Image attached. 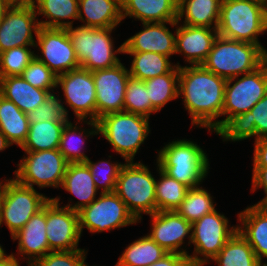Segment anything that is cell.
<instances>
[{
    "label": "cell",
    "mask_w": 267,
    "mask_h": 266,
    "mask_svg": "<svg viewBox=\"0 0 267 266\" xmlns=\"http://www.w3.org/2000/svg\"><path fill=\"white\" fill-rule=\"evenodd\" d=\"M226 81L202 65L179 67V98L191 117V126L220 136Z\"/></svg>",
    "instance_id": "cell-1"
},
{
    "label": "cell",
    "mask_w": 267,
    "mask_h": 266,
    "mask_svg": "<svg viewBox=\"0 0 267 266\" xmlns=\"http://www.w3.org/2000/svg\"><path fill=\"white\" fill-rule=\"evenodd\" d=\"M156 151L158 154L155 157L159 167L189 188L200 186L208 177V154L197 142L175 138Z\"/></svg>",
    "instance_id": "cell-2"
},
{
    "label": "cell",
    "mask_w": 267,
    "mask_h": 266,
    "mask_svg": "<svg viewBox=\"0 0 267 266\" xmlns=\"http://www.w3.org/2000/svg\"><path fill=\"white\" fill-rule=\"evenodd\" d=\"M267 61L263 45L226 39L218 35L202 66L226 80L248 74Z\"/></svg>",
    "instance_id": "cell-3"
},
{
    "label": "cell",
    "mask_w": 267,
    "mask_h": 266,
    "mask_svg": "<svg viewBox=\"0 0 267 266\" xmlns=\"http://www.w3.org/2000/svg\"><path fill=\"white\" fill-rule=\"evenodd\" d=\"M218 35L231 40L262 45L267 33L266 4L260 0H222Z\"/></svg>",
    "instance_id": "cell-4"
},
{
    "label": "cell",
    "mask_w": 267,
    "mask_h": 266,
    "mask_svg": "<svg viewBox=\"0 0 267 266\" xmlns=\"http://www.w3.org/2000/svg\"><path fill=\"white\" fill-rule=\"evenodd\" d=\"M149 119L126 111L109 113L98 119V135L103 136L125 162H131L151 133Z\"/></svg>",
    "instance_id": "cell-5"
},
{
    "label": "cell",
    "mask_w": 267,
    "mask_h": 266,
    "mask_svg": "<svg viewBox=\"0 0 267 266\" xmlns=\"http://www.w3.org/2000/svg\"><path fill=\"white\" fill-rule=\"evenodd\" d=\"M114 28H93L77 25L66 28L80 67L91 72L108 69L121 62L123 43L115 48Z\"/></svg>",
    "instance_id": "cell-6"
},
{
    "label": "cell",
    "mask_w": 267,
    "mask_h": 266,
    "mask_svg": "<svg viewBox=\"0 0 267 266\" xmlns=\"http://www.w3.org/2000/svg\"><path fill=\"white\" fill-rule=\"evenodd\" d=\"M141 161L125 162L114 190L139 223L143 214L149 216L157 212L156 178L149 166Z\"/></svg>",
    "instance_id": "cell-7"
},
{
    "label": "cell",
    "mask_w": 267,
    "mask_h": 266,
    "mask_svg": "<svg viewBox=\"0 0 267 266\" xmlns=\"http://www.w3.org/2000/svg\"><path fill=\"white\" fill-rule=\"evenodd\" d=\"M267 94V61L255 71L230 78L225 84L220 138Z\"/></svg>",
    "instance_id": "cell-8"
},
{
    "label": "cell",
    "mask_w": 267,
    "mask_h": 266,
    "mask_svg": "<svg viewBox=\"0 0 267 266\" xmlns=\"http://www.w3.org/2000/svg\"><path fill=\"white\" fill-rule=\"evenodd\" d=\"M34 189L20 184L15 178L1 180L0 229L6 225L11 237L51 199Z\"/></svg>",
    "instance_id": "cell-9"
},
{
    "label": "cell",
    "mask_w": 267,
    "mask_h": 266,
    "mask_svg": "<svg viewBox=\"0 0 267 266\" xmlns=\"http://www.w3.org/2000/svg\"><path fill=\"white\" fill-rule=\"evenodd\" d=\"M238 225H231L217 208L192 223L190 245L193 252L188 254L190 266H205L221 251L225 243L236 233Z\"/></svg>",
    "instance_id": "cell-10"
},
{
    "label": "cell",
    "mask_w": 267,
    "mask_h": 266,
    "mask_svg": "<svg viewBox=\"0 0 267 266\" xmlns=\"http://www.w3.org/2000/svg\"><path fill=\"white\" fill-rule=\"evenodd\" d=\"M24 156L16 164L14 178L22 185L45 189H59L68 162L58 149L24 151Z\"/></svg>",
    "instance_id": "cell-11"
},
{
    "label": "cell",
    "mask_w": 267,
    "mask_h": 266,
    "mask_svg": "<svg viewBox=\"0 0 267 266\" xmlns=\"http://www.w3.org/2000/svg\"><path fill=\"white\" fill-rule=\"evenodd\" d=\"M78 217L81 235L84 228L95 234L139 223L115 192L100 193L78 212Z\"/></svg>",
    "instance_id": "cell-12"
},
{
    "label": "cell",
    "mask_w": 267,
    "mask_h": 266,
    "mask_svg": "<svg viewBox=\"0 0 267 266\" xmlns=\"http://www.w3.org/2000/svg\"><path fill=\"white\" fill-rule=\"evenodd\" d=\"M56 88H61L63 92L64 100L62 95L60 99L68 118L69 107L75 119L96 121V91L91 71L80 67L60 74L57 76Z\"/></svg>",
    "instance_id": "cell-13"
},
{
    "label": "cell",
    "mask_w": 267,
    "mask_h": 266,
    "mask_svg": "<svg viewBox=\"0 0 267 266\" xmlns=\"http://www.w3.org/2000/svg\"><path fill=\"white\" fill-rule=\"evenodd\" d=\"M35 57L57 76L80 68L75 49L66 28L40 26L35 43Z\"/></svg>",
    "instance_id": "cell-14"
},
{
    "label": "cell",
    "mask_w": 267,
    "mask_h": 266,
    "mask_svg": "<svg viewBox=\"0 0 267 266\" xmlns=\"http://www.w3.org/2000/svg\"><path fill=\"white\" fill-rule=\"evenodd\" d=\"M61 197H51L46 203V235L51 251H71L78 247L81 232L78 212L63 207Z\"/></svg>",
    "instance_id": "cell-15"
},
{
    "label": "cell",
    "mask_w": 267,
    "mask_h": 266,
    "mask_svg": "<svg viewBox=\"0 0 267 266\" xmlns=\"http://www.w3.org/2000/svg\"><path fill=\"white\" fill-rule=\"evenodd\" d=\"M96 91V122L102 116L124 111V97L130 74L126 65L118 63L108 69L92 72Z\"/></svg>",
    "instance_id": "cell-16"
},
{
    "label": "cell",
    "mask_w": 267,
    "mask_h": 266,
    "mask_svg": "<svg viewBox=\"0 0 267 266\" xmlns=\"http://www.w3.org/2000/svg\"><path fill=\"white\" fill-rule=\"evenodd\" d=\"M38 19L34 6H11L0 21V53L15 47L35 46L40 28Z\"/></svg>",
    "instance_id": "cell-17"
},
{
    "label": "cell",
    "mask_w": 267,
    "mask_h": 266,
    "mask_svg": "<svg viewBox=\"0 0 267 266\" xmlns=\"http://www.w3.org/2000/svg\"><path fill=\"white\" fill-rule=\"evenodd\" d=\"M149 216L151 228L147 235L167 252L188 256L186 247L191 243L192 223L176 211H157Z\"/></svg>",
    "instance_id": "cell-18"
},
{
    "label": "cell",
    "mask_w": 267,
    "mask_h": 266,
    "mask_svg": "<svg viewBox=\"0 0 267 266\" xmlns=\"http://www.w3.org/2000/svg\"><path fill=\"white\" fill-rule=\"evenodd\" d=\"M142 25V30L123 42V52H153L171 58L175 54L176 22ZM167 25L175 29L174 33Z\"/></svg>",
    "instance_id": "cell-19"
},
{
    "label": "cell",
    "mask_w": 267,
    "mask_h": 266,
    "mask_svg": "<svg viewBox=\"0 0 267 266\" xmlns=\"http://www.w3.org/2000/svg\"><path fill=\"white\" fill-rule=\"evenodd\" d=\"M217 37V28L187 26L176 21L175 55L181 54L187 66L202 65Z\"/></svg>",
    "instance_id": "cell-20"
},
{
    "label": "cell",
    "mask_w": 267,
    "mask_h": 266,
    "mask_svg": "<svg viewBox=\"0 0 267 266\" xmlns=\"http://www.w3.org/2000/svg\"><path fill=\"white\" fill-rule=\"evenodd\" d=\"M11 239L13 242L18 241L17 254H11L22 262L26 261L27 266L51 252L46 235V204Z\"/></svg>",
    "instance_id": "cell-21"
},
{
    "label": "cell",
    "mask_w": 267,
    "mask_h": 266,
    "mask_svg": "<svg viewBox=\"0 0 267 266\" xmlns=\"http://www.w3.org/2000/svg\"><path fill=\"white\" fill-rule=\"evenodd\" d=\"M60 188L77 198V202L72 204L73 199L71 197L68 204L63 205V207L75 212H79L82 208L88 206L97 198L98 193L100 194L85 162L68 163Z\"/></svg>",
    "instance_id": "cell-22"
},
{
    "label": "cell",
    "mask_w": 267,
    "mask_h": 266,
    "mask_svg": "<svg viewBox=\"0 0 267 266\" xmlns=\"http://www.w3.org/2000/svg\"><path fill=\"white\" fill-rule=\"evenodd\" d=\"M237 223L238 231L263 263L267 259V209L249 205L237 213Z\"/></svg>",
    "instance_id": "cell-23"
},
{
    "label": "cell",
    "mask_w": 267,
    "mask_h": 266,
    "mask_svg": "<svg viewBox=\"0 0 267 266\" xmlns=\"http://www.w3.org/2000/svg\"><path fill=\"white\" fill-rule=\"evenodd\" d=\"M123 20L133 18L141 23L176 22L178 0H122Z\"/></svg>",
    "instance_id": "cell-24"
},
{
    "label": "cell",
    "mask_w": 267,
    "mask_h": 266,
    "mask_svg": "<svg viewBox=\"0 0 267 266\" xmlns=\"http://www.w3.org/2000/svg\"><path fill=\"white\" fill-rule=\"evenodd\" d=\"M83 124L89 125V128L82 127ZM97 135L98 124L96 121L76 120L73 123L69 120L62 130L58 150L68 163L85 162L89 157L85 154L84 150L87 148L84 145L87 140Z\"/></svg>",
    "instance_id": "cell-25"
},
{
    "label": "cell",
    "mask_w": 267,
    "mask_h": 266,
    "mask_svg": "<svg viewBox=\"0 0 267 266\" xmlns=\"http://www.w3.org/2000/svg\"><path fill=\"white\" fill-rule=\"evenodd\" d=\"M81 26L93 28H114L123 21L122 0H79Z\"/></svg>",
    "instance_id": "cell-26"
},
{
    "label": "cell",
    "mask_w": 267,
    "mask_h": 266,
    "mask_svg": "<svg viewBox=\"0 0 267 266\" xmlns=\"http://www.w3.org/2000/svg\"><path fill=\"white\" fill-rule=\"evenodd\" d=\"M253 137L254 140L267 137V94L241 116L221 139L235 143Z\"/></svg>",
    "instance_id": "cell-27"
},
{
    "label": "cell",
    "mask_w": 267,
    "mask_h": 266,
    "mask_svg": "<svg viewBox=\"0 0 267 266\" xmlns=\"http://www.w3.org/2000/svg\"><path fill=\"white\" fill-rule=\"evenodd\" d=\"M0 94L14 102L22 112L29 113L39 107L51 93L33 87L18 75L0 78Z\"/></svg>",
    "instance_id": "cell-28"
},
{
    "label": "cell",
    "mask_w": 267,
    "mask_h": 266,
    "mask_svg": "<svg viewBox=\"0 0 267 266\" xmlns=\"http://www.w3.org/2000/svg\"><path fill=\"white\" fill-rule=\"evenodd\" d=\"M221 3L222 0H178L177 22L187 26L217 28Z\"/></svg>",
    "instance_id": "cell-29"
},
{
    "label": "cell",
    "mask_w": 267,
    "mask_h": 266,
    "mask_svg": "<svg viewBox=\"0 0 267 266\" xmlns=\"http://www.w3.org/2000/svg\"><path fill=\"white\" fill-rule=\"evenodd\" d=\"M79 0H36L34 8L36 15L43 16L38 19L39 25L49 28H68L78 21Z\"/></svg>",
    "instance_id": "cell-30"
},
{
    "label": "cell",
    "mask_w": 267,
    "mask_h": 266,
    "mask_svg": "<svg viewBox=\"0 0 267 266\" xmlns=\"http://www.w3.org/2000/svg\"><path fill=\"white\" fill-rule=\"evenodd\" d=\"M30 122L27 113L0 94V131L19 148L26 140Z\"/></svg>",
    "instance_id": "cell-31"
},
{
    "label": "cell",
    "mask_w": 267,
    "mask_h": 266,
    "mask_svg": "<svg viewBox=\"0 0 267 266\" xmlns=\"http://www.w3.org/2000/svg\"><path fill=\"white\" fill-rule=\"evenodd\" d=\"M123 54L133 58L130 68L128 67L130 77L142 81L169 73L175 66L181 67L179 62L174 64L170 57L158 53L123 52Z\"/></svg>",
    "instance_id": "cell-32"
},
{
    "label": "cell",
    "mask_w": 267,
    "mask_h": 266,
    "mask_svg": "<svg viewBox=\"0 0 267 266\" xmlns=\"http://www.w3.org/2000/svg\"><path fill=\"white\" fill-rule=\"evenodd\" d=\"M168 253L145 234L125 247L115 266H149Z\"/></svg>",
    "instance_id": "cell-33"
},
{
    "label": "cell",
    "mask_w": 267,
    "mask_h": 266,
    "mask_svg": "<svg viewBox=\"0 0 267 266\" xmlns=\"http://www.w3.org/2000/svg\"><path fill=\"white\" fill-rule=\"evenodd\" d=\"M211 261L217 266H259L262 263L238 230Z\"/></svg>",
    "instance_id": "cell-34"
},
{
    "label": "cell",
    "mask_w": 267,
    "mask_h": 266,
    "mask_svg": "<svg viewBox=\"0 0 267 266\" xmlns=\"http://www.w3.org/2000/svg\"><path fill=\"white\" fill-rule=\"evenodd\" d=\"M67 122L44 121L30 123L22 151L58 149L62 130Z\"/></svg>",
    "instance_id": "cell-35"
},
{
    "label": "cell",
    "mask_w": 267,
    "mask_h": 266,
    "mask_svg": "<svg viewBox=\"0 0 267 266\" xmlns=\"http://www.w3.org/2000/svg\"><path fill=\"white\" fill-rule=\"evenodd\" d=\"M152 107L159 112L172 100L179 98V67L169 73L145 80Z\"/></svg>",
    "instance_id": "cell-36"
},
{
    "label": "cell",
    "mask_w": 267,
    "mask_h": 266,
    "mask_svg": "<svg viewBox=\"0 0 267 266\" xmlns=\"http://www.w3.org/2000/svg\"><path fill=\"white\" fill-rule=\"evenodd\" d=\"M155 165L159 176L155 187L157 211H175L184 200L189 187L166 174L157 161Z\"/></svg>",
    "instance_id": "cell-37"
},
{
    "label": "cell",
    "mask_w": 267,
    "mask_h": 266,
    "mask_svg": "<svg viewBox=\"0 0 267 266\" xmlns=\"http://www.w3.org/2000/svg\"><path fill=\"white\" fill-rule=\"evenodd\" d=\"M213 198V195L202 185L189 188L184 200L175 211L188 222L193 223L216 209L217 204Z\"/></svg>",
    "instance_id": "cell-38"
},
{
    "label": "cell",
    "mask_w": 267,
    "mask_h": 266,
    "mask_svg": "<svg viewBox=\"0 0 267 266\" xmlns=\"http://www.w3.org/2000/svg\"><path fill=\"white\" fill-rule=\"evenodd\" d=\"M110 159L98 160L94 162L91 158H88L85 163L91 171L92 178L95 184V187L100 193H111L114 192L116 187V181L119 177L121 168L125 162L111 161L112 156L108 155Z\"/></svg>",
    "instance_id": "cell-39"
},
{
    "label": "cell",
    "mask_w": 267,
    "mask_h": 266,
    "mask_svg": "<svg viewBox=\"0 0 267 266\" xmlns=\"http://www.w3.org/2000/svg\"><path fill=\"white\" fill-rule=\"evenodd\" d=\"M124 111L150 118L158 113L151 105L145 81L130 77L124 97Z\"/></svg>",
    "instance_id": "cell-40"
},
{
    "label": "cell",
    "mask_w": 267,
    "mask_h": 266,
    "mask_svg": "<svg viewBox=\"0 0 267 266\" xmlns=\"http://www.w3.org/2000/svg\"><path fill=\"white\" fill-rule=\"evenodd\" d=\"M35 46L15 47L0 53V78L21 75L35 58Z\"/></svg>",
    "instance_id": "cell-41"
},
{
    "label": "cell",
    "mask_w": 267,
    "mask_h": 266,
    "mask_svg": "<svg viewBox=\"0 0 267 266\" xmlns=\"http://www.w3.org/2000/svg\"><path fill=\"white\" fill-rule=\"evenodd\" d=\"M20 76L33 87L47 90L51 94L55 93V90L57 94L59 93L56 88L57 75L36 57L28 64Z\"/></svg>",
    "instance_id": "cell-42"
},
{
    "label": "cell",
    "mask_w": 267,
    "mask_h": 266,
    "mask_svg": "<svg viewBox=\"0 0 267 266\" xmlns=\"http://www.w3.org/2000/svg\"><path fill=\"white\" fill-rule=\"evenodd\" d=\"M60 93L56 92L48 96V98L37 108L27 113L30 123L53 121L68 122L64 106L60 99Z\"/></svg>",
    "instance_id": "cell-43"
},
{
    "label": "cell",
    "mask_w": 267,
    "mask_h": 266,
    "mask_svg": "<svg viewBox=\"0 0 267 266\" xmlns=\"http://www.w3.org/2000/svg\"><path fill=\"white\" fill-rule=\"evenodd\" d=\"M88 250L51 251L31 266H80L87 258Z\"/></svg>",
    "instance_id": "cell-44"
},
{
    "label": "cell",
    "mask_w": 267,
    "mask_h": 266,
    "mask_svg": "<svg viewBox=\"0 0 267 266\" xmlns=\"http://www.w3.org/2000/svg\"><path fill=\"white\" fill-rule=\"evenodd\" d=\"M250 192L263 189L264 197L254 205L267 209V167H253Z\"/></svg>",
    "instance_id": "cell-45"
},
{
    "label": "cell",
    "mask_w": 267,
    "mask_h": 266,
    "mask_svg": "<svg viewBox=\"0 0 267 266\" xmlns=\"http://www.w3.org/2000/svg\"><path fill=\"white\" fill-rule=\"evenodd\" d=\"M253 167H267V137L254 140Z\"/></svg>",
    "instance_id": "cell-46"
},
{
    "label": "cell",
    "mask_w": 267,
    "mask_h": 266,
    "mask_svg": "<svg viewBox=\"0 0 267 266\" xmlns=\"http://www.w3.org/2000/svg\"><path fill=\"white\" fill-rule=\"evenodd\" d=\"M149 266H190L188 257L179 253H168Z\"/></svg>",
    "instance_id": "cell-47"
},
{
    "label": "cell",
    "mask_w": 267,
    "mask_h": 266,
    "mask_svg": "<svg viewBox=\"0 0 267 266\" xmlns=\"http://www.w3.org/2000/svg\"><path fill=\"white\" fill-rule=\"evenodd\" d=\"M20 261L16 256L9 254L0 262V266H20Z\"/></svg>",
    "instance_id": "cell-48"
},
{
    "label": "cell",
    "mask_w": 267,
    "mask_h": 266,
    "mask_svg": "<svg viewBox=\"0 0 267 266\" xmlns=\"http://www.w3.org/2000/svg\"><path fill=\"white\" fill-rule=\"evenodd\" d=\"M11 6H34L36 0H6Z\"/></svg>",
    "instance_id": "cell-49"
},
{
    "label": "cell",
    "mask_w": 267,
    "mask_h": 266,
    "mask_svg": "<svg viewBox=\"0 0 267 266\" xmlns=\"http://www.w3.org/2000/svg\"><path fill=\"white\" fill-rule=\"evenodd\" d=\"M12 146L13 145L8 141L6 136L0 131V152L5 151V149Z\"/></svg>",
    "instance_id": "cell-50"
},
{
    "label": "cell",
    "mask_w": 267,
    "mask_h": 266,
    "mask_svg": "<svg viewBox=\"0 0 267 266\" xmlns=\"http://www.w3.org/2000/svg\"><path fill=\"white\" fill-rule=\"evenodd\" d=\"M10 7L11 5L6 0H0V21Z\"/></svg>",
    "instance_id": "cell-51"
},
{
    "label": "cell",
    "mask_w": 267,
    "mask_h": 266,
    "mask_svg": "<svg viewBox=\"0 0 267 266\" xmlns=\"http://www.w3.org/2000/svg\"><path fill=\"white\" fill-rule=\"evenodd\" d=\"M9 254H6L5 248L0 244V262L7 257Z\"/></svg>",
    "instance_id": "cell-52"
},
{
    "label": "cell",
    "mask_w": 267,
    "mask_h": 266,
    "mask_svg": "<svg viewBox=\"0 0 267 266\" xmlns=\"http://www.w3.org/2000/svg\"><path fill=\"white\" fill-rule=\"evenodd\" d=\"M80 266H89L86 261H84ZM97 266V265H94Z\"/></svg>",
    "instance_id": "cell-53"
},
{
    "label": "cell",
    "mask_w": 267,
    "mask_h": 266,
    "mask_svg": "<svg viewBox=\"0 0 267 266\" xmlns=\"http://www.w3.org/2000/svg\"><path fill=\"white\" fill-rule=\"evenodd\" d=\"M259 266H267V262L265 261V262L261 263Z\"/></svg>",
    "instance_id": "cell-54"
},
{
    "label": "cell",
    "mask_w": 267,
    "mask_h": 266,
    "mask_svg": "<svg viewBox=\"0 0 267 266\" xmlns=\"http://www.w3.org/2000/svg\"><path fill=\"white\" fill-rule=\"evenodd\" d=\"M0 201H1V179H0Z\"/></svg>",
    "instance_id": "cell-55"
},
{
    "label": "cell",
    "mask_w": 267,
    "mask_h": 266,
    "mask_svg": "<svg viewBox=\"0 0 267 266\" xmlns=\"http://www.w3.org/2000/svg\"><path fill=\"white\" fill-rule=\"evenodd\" d=\"M265 4H266V21H267V2Z\"/></svg>",
    "instance_id": "cell-56"
}]
</instances>
